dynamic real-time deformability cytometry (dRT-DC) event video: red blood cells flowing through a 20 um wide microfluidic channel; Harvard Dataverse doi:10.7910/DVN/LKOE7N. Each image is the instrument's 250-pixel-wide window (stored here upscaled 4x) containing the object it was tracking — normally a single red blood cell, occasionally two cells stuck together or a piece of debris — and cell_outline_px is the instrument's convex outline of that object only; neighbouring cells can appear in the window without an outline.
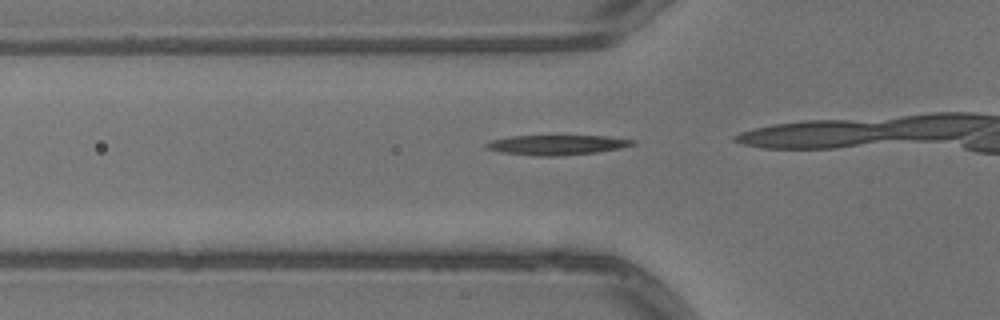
{"species": "common noctule bat (a hibernating species)", "species_latin": "Nyctalus noctula", "temperature_condition": "warm", "stored_images_in_passage": 21, "camera_frame_rate_fps": 3000, "um_per_image_px": 0.085, "animal": {"sex": "male", "body_mass_g": 13.3}, "frame": {"image": 1, "passage_image": 9, "time_ms": 2.667, "image_size_px": [1000, 320], "cell_outline_px": [[636, 144], [620, 148], [596, 152], [560, 156], [536, 156], [500, 152], [484, 148], [484, 144], [492, 140], [512, 136], [608, 136], [636, 140]], "centroid_in_image_um": [47.33, 12.32], "position_along_channel_um": 78.5, "area_um2": 16.99}}
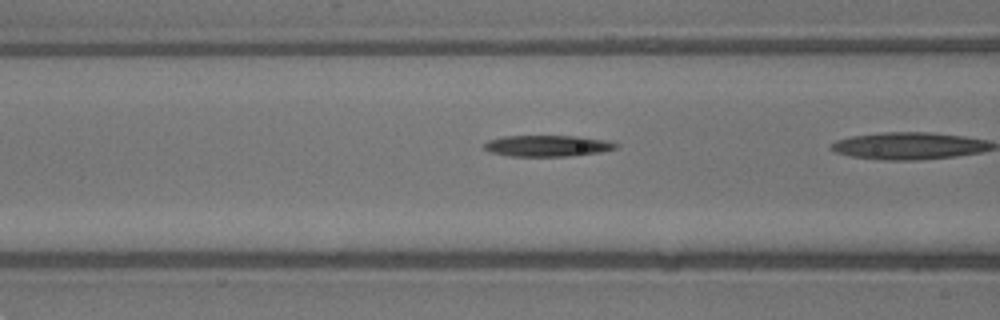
{"frame": {"image": 2, "passage_image": 12, "time_ms": 3.667, "image_size_px": [1000, 320], "cell_outline_px": [[620, 144], [616, 148], [600, 152], [568, 156], [508, 156], [492, 152], [484, 148], [484, 144], [488, 140], [504, 136], [580, 136], [608, 140]], "centroid_in_image_um": [46.57, 12.39], "position_along_channel_um": 120.0, "area_um2": 16.3}}